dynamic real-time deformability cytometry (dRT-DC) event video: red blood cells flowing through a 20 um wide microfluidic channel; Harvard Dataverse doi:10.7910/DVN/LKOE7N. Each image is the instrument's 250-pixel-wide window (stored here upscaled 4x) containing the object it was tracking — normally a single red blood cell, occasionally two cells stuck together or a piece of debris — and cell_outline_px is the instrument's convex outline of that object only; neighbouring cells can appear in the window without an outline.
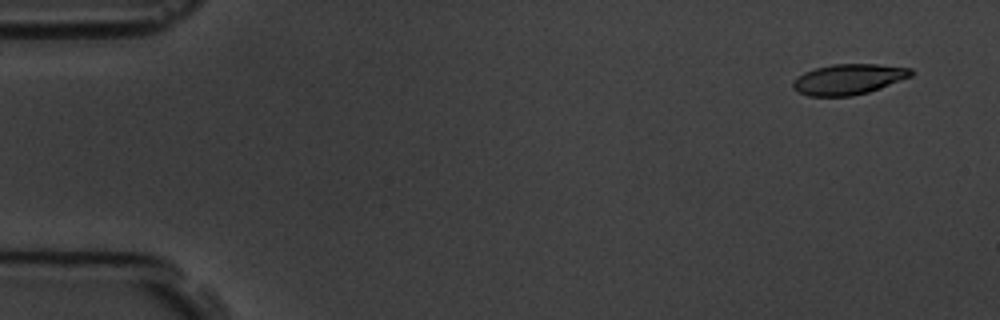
{"species": "common noctule bat (a hibernating species)", "species_latin": "Nyctalus noctula", "temperature_condition": "room temperature", "stored_images_in_passage": 6, "camera_frame_rate_fps": 3000, "um_per_image_px": 0.085, "animal": {"sex": "male", "body_mass_g": 19.5, "forearm_length_mm": 54.6}, "frame": {"image": 1, "passage_image": 2, "time_ms": 1.0, "image_size_px": [1000, 320], "cell_outline_px": [[916, 72], [912, 76], [880, 88], [868, 92], [852, 96], [808, 96], [792, 88], [792, 80], [804, 72], [816, 68], [832, 64], [876, 64], [912, 68]], "centroid_in_image_um": [72.14, 6.73], "position_along_channel_um": 12.9, "area_um2": 21.1}}